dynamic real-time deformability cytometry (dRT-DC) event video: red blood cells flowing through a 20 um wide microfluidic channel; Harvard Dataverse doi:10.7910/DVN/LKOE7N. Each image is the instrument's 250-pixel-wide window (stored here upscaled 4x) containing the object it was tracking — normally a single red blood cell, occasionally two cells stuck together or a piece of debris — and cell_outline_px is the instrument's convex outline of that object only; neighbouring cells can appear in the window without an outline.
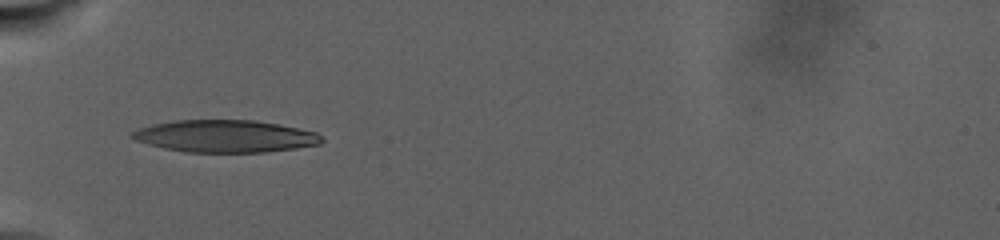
{"species": "human", "species_latin": "Homo sapiens", "temperature_condition": "warm", "stored_images_in_passage": 77, "camera_frame_rate_fps": 3000, "um_per_image_px": 0.085, "donor": {"sex": "male"}, "frame": {"image": 1, "passage_image": 1, "time_ms": 0.0, "image_size_px": [1000, 240], "cell_outline_px": [[324, 140], [320, 144], [296, 148], [264, 152], [188, 152], [164, 148], [148, 144], [136, 140], [128, 136], [132, 132], [140, 128], [152, 124], [172, 120], [252, 120], [276, 124], [316, 132]], "centroid_in_image_um": [19.11, 11.57], "position_along_channel_um": 65.9, "area_um2": 35.43}}
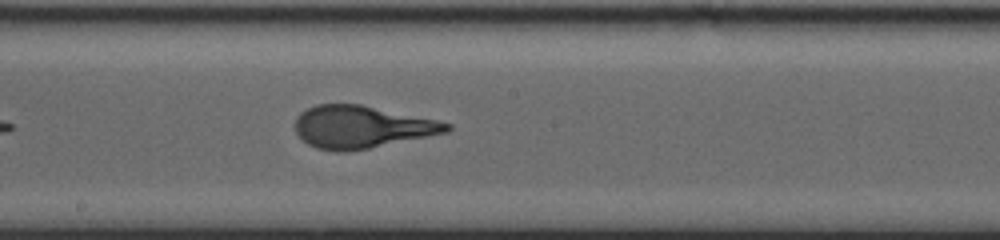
{"frame": {"image": 2, "passage_image": 46, "time_ms": 7.0, "image_size_px": [1000, 240], "cell_outline_px": [[452, 128], [448, 132], [368, 148], [344, 152], [336, 152], [316, 148], [308, 144], [296, 132], [296, 120], [300, 112], [316, 104], [360, 104], [436, 120], [452, 124]], "centroid_in_image_um": [30.72, 10.79], "position_along_channel_um": 217.5, "area_um2": 37.05}}
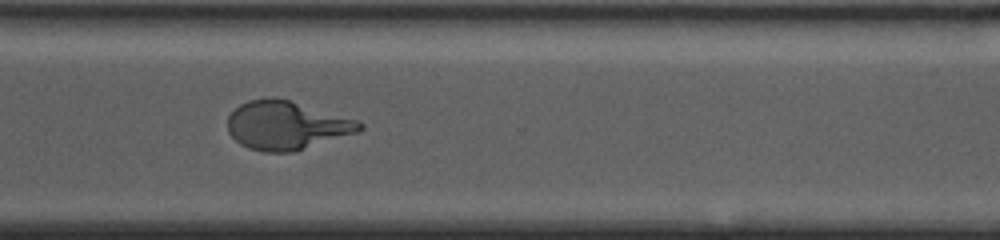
{"frame": {"image": 3, "passage_image": 76, "time_ms": 12.667, "image_size_px": [1000, 240], "cell_outline_px": [[364, 128], [356, 132], [292, 152], [264, 152], [248, 148], [240, 144], [228, 132], [228, 116], [240, 104], [248, 100], [268, 96], [276, 96], [360, 120], [364, 124]], "centroid_in_image_um": [24.34, 10.63], "position_along_channel_um": 346.3, "area_um2": 37.45}}